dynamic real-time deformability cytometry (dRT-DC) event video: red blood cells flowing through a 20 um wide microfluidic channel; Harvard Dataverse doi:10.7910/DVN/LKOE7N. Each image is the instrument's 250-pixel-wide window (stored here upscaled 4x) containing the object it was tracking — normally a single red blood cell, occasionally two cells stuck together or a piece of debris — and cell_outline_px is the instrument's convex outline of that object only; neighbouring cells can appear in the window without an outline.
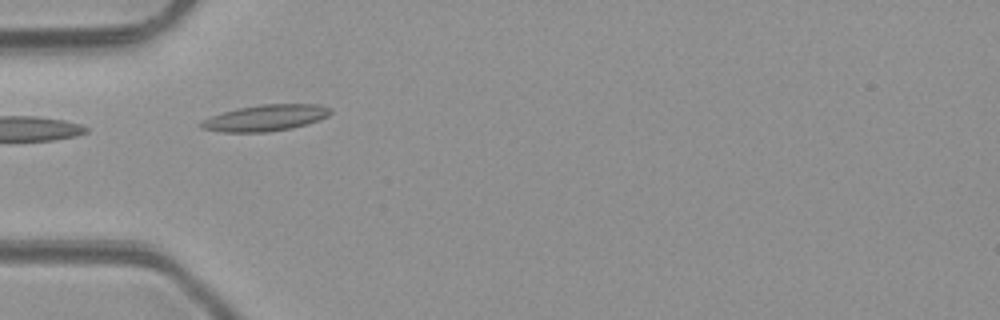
{"species": "common noctule bat (a hibernating species)", "species_latin": "Nyctalus noctula", "temperature_condition": "room temperature", "stored_images_in_passage": 7, "camera_frame_rate_fps": 3000, "um_per_image_px": 0.085, "animal": {"sex": "male", "body_mass_g": 23.1, "forearm_length_mm": 52.7}, "frame": {"image": 1, "passage_image": 7, "time_ms": 6.667, "image_size_px": [1000, 320], "cell_outline_px": [[332, 112], [328, 116], [308, 124], [292, 128], [268, 132], [220, 132], [200, 128], [200, 124], [204, 120], [212, 116], [224, 112], [240, 108], [260, 104], [320, 104], [332, 108]], "centroid_in_image_um": [22.62, 10.02], "position_along_channel_um": 62.4, "area_um2": 19.77}}